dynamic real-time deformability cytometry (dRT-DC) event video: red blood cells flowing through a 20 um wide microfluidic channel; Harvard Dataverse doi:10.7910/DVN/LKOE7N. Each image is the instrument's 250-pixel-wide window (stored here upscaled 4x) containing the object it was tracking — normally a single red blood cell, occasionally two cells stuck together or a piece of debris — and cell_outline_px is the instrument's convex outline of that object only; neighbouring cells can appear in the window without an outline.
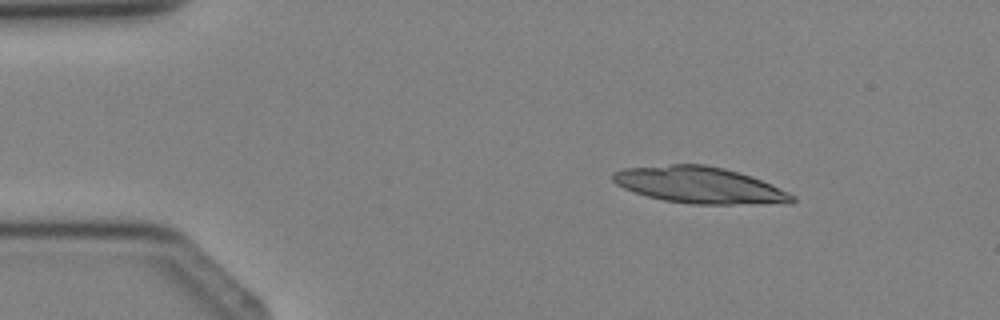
{"species": "Egyptian fruit bat (a non-hibernating species)", "species_latin": "Rousettus aegyptiacus", "temperature_condition": "cold", "stored_images_in_passage": 4, "camera_frame_rate_fps": 3000, "um_per_image_px": 0.085, "animal": {"sex": "female"}, "frame": {"image": 1, "passage_image": 2, "time_ms": 1.0, "image_size_px": [1000, 320], "cell_outline_px": [[796, 200], [792, 204], [692, 204], [664, 200], [648, 196], [624, 188], [616, 184], [612, 180], [612, 172], [624, 168], [672, 164], [704, 164], [724, 168], [752, 176], [788, 192], [796, 196]], "centroid_in_image_um": [59.5, 15.74], "position_along_channel_um": 25.5, "area_um2": 38.21}}